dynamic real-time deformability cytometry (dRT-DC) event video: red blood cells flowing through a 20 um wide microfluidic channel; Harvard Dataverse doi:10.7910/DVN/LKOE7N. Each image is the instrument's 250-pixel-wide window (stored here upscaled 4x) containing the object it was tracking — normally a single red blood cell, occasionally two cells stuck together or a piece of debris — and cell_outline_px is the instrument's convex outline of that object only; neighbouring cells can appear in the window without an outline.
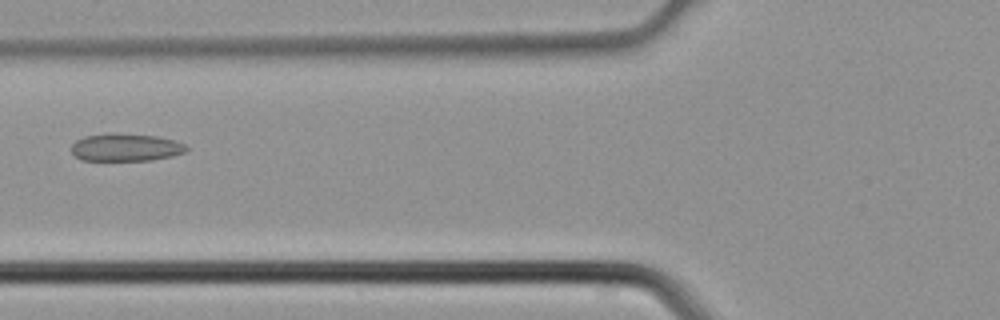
{"species": "common noctule bat (a hibernating species)", "species_latin": "Nyctalus noctula", "temperature_condition": "cold", "stored_images_in_passage": 4, "camera_frame_rate_fps": 3000, "um_per_image_px": 0.085, "animal": {"sex": "male", "body_mass_g": 21.5, "forearm_length_mm": 52.0}, "frame": {"image": 1, "passage_image": 4, "time_ms": 1.0, "image_size_px": [1000, 320], "cell_outline_px": [[188, 148], [184, 152], [172, 156], [152, 160], [80, 160], [72, 152], [72, 144], [76, 140], [84, 136], [108, 132], [112, 132], [156, 136], [176, 140], [184, 144]], "centroid_in_image_um": [10.67, 12.51], "position_along_channel_um": 115.1, "area_um2": 18.67}}